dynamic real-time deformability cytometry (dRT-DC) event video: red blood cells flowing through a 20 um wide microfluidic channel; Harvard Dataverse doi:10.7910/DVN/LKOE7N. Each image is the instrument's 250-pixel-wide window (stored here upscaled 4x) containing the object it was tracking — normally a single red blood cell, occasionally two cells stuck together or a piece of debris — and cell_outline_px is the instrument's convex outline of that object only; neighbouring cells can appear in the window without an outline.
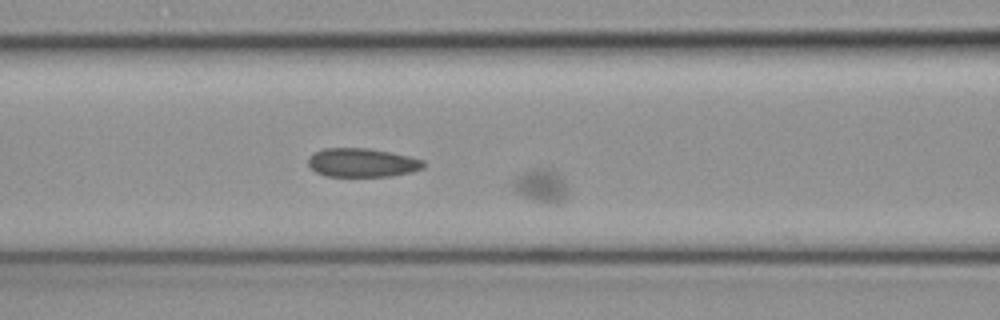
{"species": "common noctule bat (a hibernating species)", "species_latin": "Nyctalus noctula", "temperature_condition": "cold", "stored_images_in_passage": 62, "segment_of_instrument_passage": [2, 2], "camera_frame_rate_fps": 3000, "um_per_image_px": 0.085, "animal": {"sex": "female", "body_mass_g": 19.3, "forearm_length_mm": 54.1}, "frame": {"image": 1, "passage_image": 21, "time_ms": 6.667, "image_size_px": [1000, 320], "cell_outline_px": [[568, 192], [564, 200], [560, 204], [552, 204], [536, 200], [512, 192], [512, 180], [532, 168], [548, 168], [556, 172], [568, 184]], "centroid_in_image_um": [46.01, 15.79], "position_along_channel_um": 120.6, "area_um2": 10.81}}